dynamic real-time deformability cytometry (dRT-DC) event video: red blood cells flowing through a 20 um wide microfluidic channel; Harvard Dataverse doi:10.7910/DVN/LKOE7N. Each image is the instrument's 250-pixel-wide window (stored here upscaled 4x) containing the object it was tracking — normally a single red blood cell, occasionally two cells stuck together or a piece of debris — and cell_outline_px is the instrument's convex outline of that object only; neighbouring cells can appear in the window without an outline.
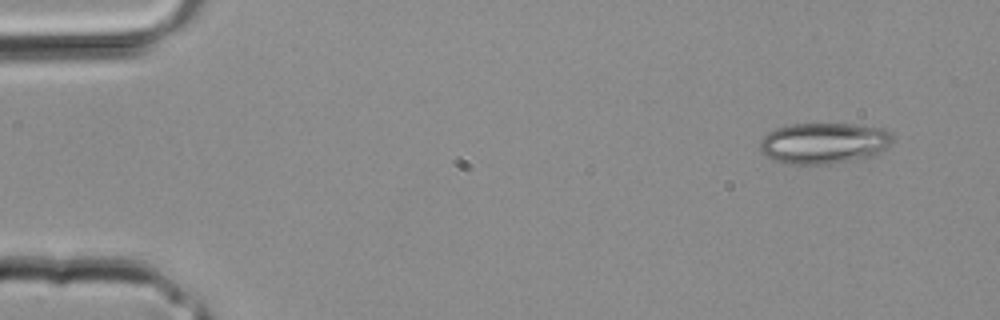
{"species": "common noctule bat (a hibernating species)", "species_latin": "Nyctalus noctula", "temperature_condition": "room temperature", "stored_images_in_passage": 3, "camera_frame_rate_fps": 3000, "um_per_image_px": 0.085, "animal": {"sex": "male", "body_mass_g": 20.4}, "frame": {"image": 1, "passage_image": 1, "time_ms": 0.0, "image_size_px": [1000, 320], "cell_outline_px": [[892, 140], [888, 148], [868, 156], [852, 160], [828, 164], [788, 164], [776, 160], [760, 152], [760, 140], [768, 132], [776, 128], [792, 124], [856, 124], [880, 128], [888, 132], [892, 136]], "centroid_in_image_um": [70.0, 12.16], "position_along_channel_um": 15.0, "area_um2": 31.44}}